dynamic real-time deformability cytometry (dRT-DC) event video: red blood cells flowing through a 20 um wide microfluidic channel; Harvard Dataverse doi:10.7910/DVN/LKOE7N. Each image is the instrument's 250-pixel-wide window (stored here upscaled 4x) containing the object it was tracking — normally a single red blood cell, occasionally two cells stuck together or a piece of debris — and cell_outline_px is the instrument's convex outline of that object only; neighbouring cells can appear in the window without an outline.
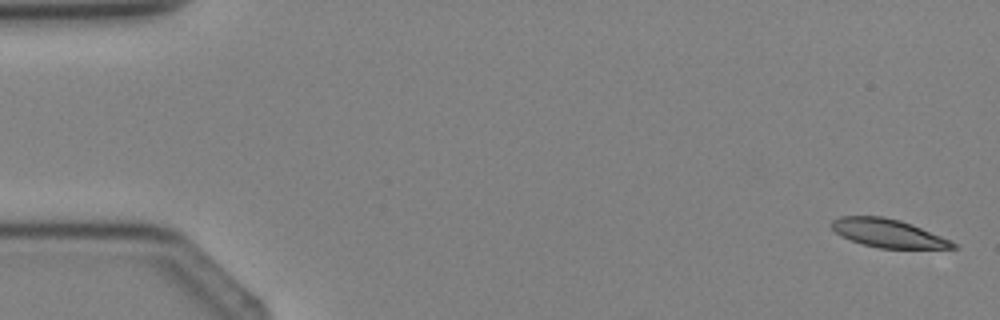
{"species": "Egyptian fruit bat (a non-hibernating species)", "species_latin": "Rousettus aegyptiacus", "temperature_condition": "cold", "stored_images_in_passage": 4, "camera_frame_rate_fps": 3000, "um_per_image_px": 0.085, "animal": {"sex": "female"}, "frame": {"image": 1, "passage_image": 1, "time_ms": 0.0, "image_size_px": [1000, 320], "cell_outline_px": [[960, 248], [880, 248], [864, 244], [840, 236], [832, 228], [832, 220], [840, 216], [884, 216], [900, 220], [912, 224], [952, 240]], "centroid_in_image_um": [75.51, 19.81], "position_along_channel_um": 9.5, "area_um2": 19.94}}
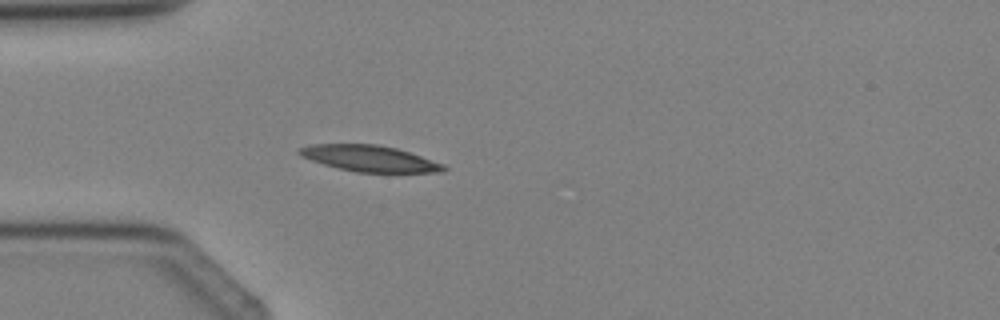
{"frame": {"image": 2, "passage_image": 4, "time_ms": 3.333, "image_size_px": [1000, 320], "cell_outline_px": [[448, 168], [444, 172], [356, 172], [324, 164], [300, 156], [296, 152], [296, 148], [308, 144], [380, 144], [396, 148], [444, 164]], "centroid_in_image_um": [31.37, 13.46], "position_along_channel_um": 53.6, "area_um2": 21.96}}